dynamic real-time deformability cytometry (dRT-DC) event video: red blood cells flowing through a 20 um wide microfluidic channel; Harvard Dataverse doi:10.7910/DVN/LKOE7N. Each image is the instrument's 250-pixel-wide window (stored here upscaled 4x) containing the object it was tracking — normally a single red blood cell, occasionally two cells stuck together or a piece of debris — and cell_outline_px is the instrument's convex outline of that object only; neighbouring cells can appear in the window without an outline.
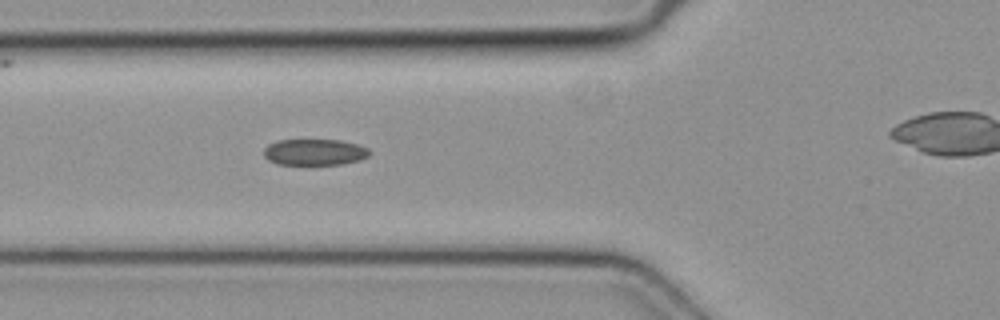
{"species": "common noctule bat (a hibernating species)", "species_latin": "Nyctalus noctula", "temperature_condition": "cold", "stored_images_in_passage": 3, "camera_frame_rate_fps": 3000, "um_per_image_px": 0.085, "animal": {"sex": "female", "body_mass_g": 19.3, "forearm_length_mm": 54.1}, "frame": {"image": 1, "passage_image": 2, "time_ms": 0.333, "image_size_px": [1000, 320], "cell_outline_px": [[372, 152], [368, 156], [360, 160], [344, 164], [276, 164], [268, 160], [264, 156], [264, 148], [268, 144], [276, 140], [340, 140], [356, 144], [368, 148]], "centroid_in_image_um": [26.73, 12.93], "position_along_channel_um": 99.1, "area_um2": 16.24}}